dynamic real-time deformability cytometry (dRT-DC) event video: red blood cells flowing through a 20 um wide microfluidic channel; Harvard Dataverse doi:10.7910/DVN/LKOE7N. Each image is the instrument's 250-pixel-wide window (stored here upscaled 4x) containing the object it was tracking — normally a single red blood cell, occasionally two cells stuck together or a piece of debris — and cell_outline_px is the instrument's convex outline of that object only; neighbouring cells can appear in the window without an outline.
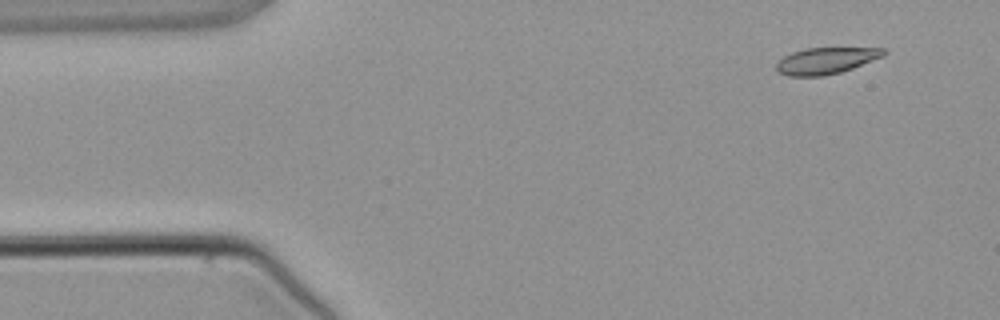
{"species": "common noctule bat (a hibernating species)", "species_latin": "Nyctalus noctula", "temperature_condition": "warm", "stored_images_in_passage": 3, "camera_frame_rate_fps": 3000, "um_per_image_px": 0.085, "animal": {"sex": "male", "body_mass_g": 21.5, "forearm_length_mm": 52.0}, "frame": {"image": 1, "passage_image": 1, "time_ms": 0.0, "image_size_px": [1000, 320], "cell_outline_px": [[888, 52], [884, 56], [852, 68], [840, 72], [824, 76], [788, 76], [780, 72], [776, 68], [776, 64], [784, 56], [792, 52], [804, 48], [884, 48]], "centroid_in_image_um": [70.22, 5.15], "position_along_channel_um": 14.8, "area_um2": 16.47}}